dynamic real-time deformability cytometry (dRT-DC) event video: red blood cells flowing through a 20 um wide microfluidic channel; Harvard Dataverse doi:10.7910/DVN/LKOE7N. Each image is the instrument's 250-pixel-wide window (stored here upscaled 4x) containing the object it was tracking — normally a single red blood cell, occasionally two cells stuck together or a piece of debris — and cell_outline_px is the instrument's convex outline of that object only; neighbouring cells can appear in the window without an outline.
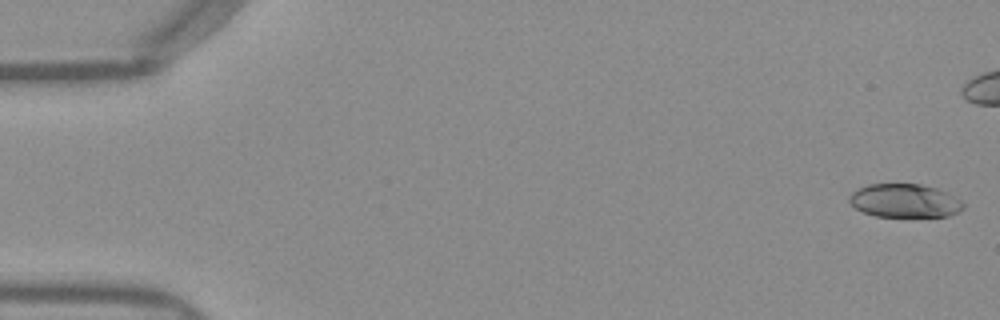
{"species": "Egyptian fruit bat (a non-hibernating species)", "species_latin": "Rousettus aegyptiacus", "temperature_condition": "warm", "stored_images_in_passage": 42, "camera_frame_rate_fps": 3000, "um_per_image_px": 0.085, "frame": {"image": 1, "passage_image": 1, "time_ms": 0.0, "image_size_px": [1000, 320], "cell_outline_px": [[964, 208], [960, 212], [948, 216], [876, 216], [864, 212], [856, 208], [848, 200], [848, 196], [852, 192], [868, 184], [920, 184], [936, 188], [948, 192], [960, 200], [964, 204]], "centroid_in_image_um": [76.92, 17.06], "position_along_channel_um": 8.1, "area_um2": 22.2}}
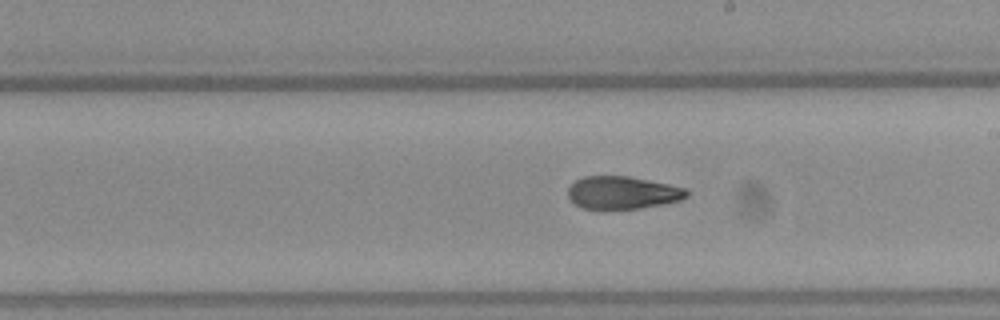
{"frame": {"image": 2, "passage_image": 29, "time_ms": 9.333, "image_size_px": [1000, 320], "cell_outline_px": [[688, 196], [680, 200], [664, 204], [640, 208], [604, 212], [600, 212], [580, 208], [568, 196], [568, 188], [576, 180], [584, 176], [628, 176], [668, 184], [684, 188], [688, 192]], "centroid_in_image_um": [52.86, 16.42], "position_along_channel_um": 236.1, "area_um2": 23.24}}
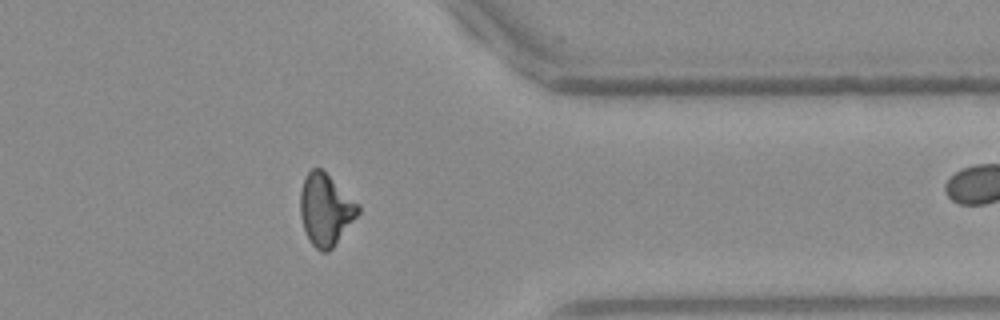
{"frame": {"image": 3, "passage_image": 41, "time_ms": 13.333, "image_size_px": [1000, 320], "cell_outline_px": [[360, 212], [332, 248], [328, 252], [320, 252], [308, 240], [300, 216], [300, 192], [304, 176], [312, 168], [320, 168], [360, 204]], "centroid_in_image_um": [27.66, 17.82], "position_along_channel_um": 383.7, "area_um2": 24.1}}